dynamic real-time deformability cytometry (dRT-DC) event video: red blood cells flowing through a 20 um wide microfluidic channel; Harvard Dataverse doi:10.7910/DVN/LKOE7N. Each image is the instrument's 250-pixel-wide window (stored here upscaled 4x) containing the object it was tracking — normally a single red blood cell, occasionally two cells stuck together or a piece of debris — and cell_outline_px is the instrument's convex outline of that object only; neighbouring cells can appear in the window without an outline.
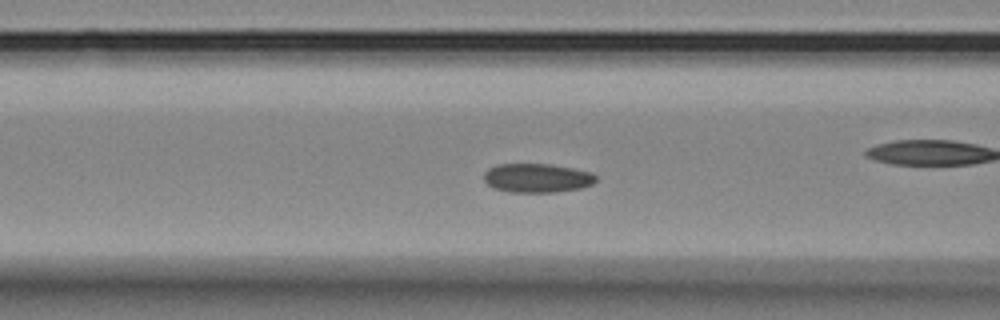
{"species": "Egyptian fruit bat (a non-hibernating species)", "species_latin": "Rousettus aegyptiacus", "temperature_condition": "room temperature", "stored_images_in_passage": 42, "camera_frame_rate_fps": 3000, "um_per_image_px": 0.085, "animal": {"sex": "female"}, "frame": {"image": 1, "passage_image": 7, "time_ms": 2.0, "image_size_px": [1000, 320], "cell_outline_px": [[596, 180], [592, 184], [580, 188], [556, 192], [508, 192], [492, 188], [484, 180], [484, 172], [488, 168], [496, 164], [548, 164], [572, 168], [592, 172], [596, 176]], "centroid_in_image_um": [45.62, 15.13], "position_along_channel_um": 121.0, "area_um2": 19.02}}
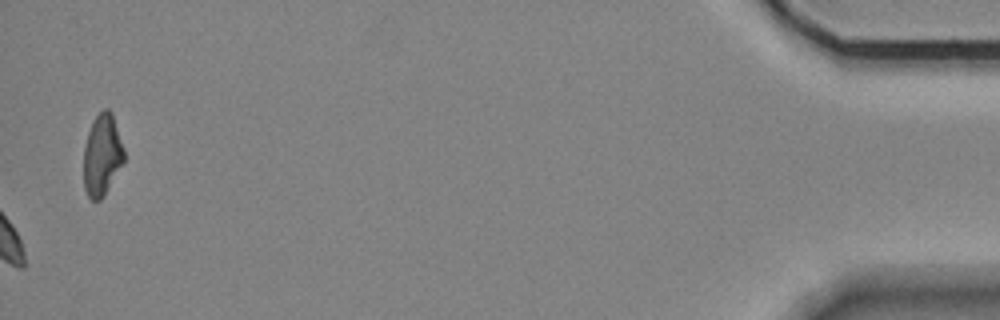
{"frame": {"image": 2, "passage_image": 42, "time_ms": 13.667, "image_size_px": [1000, 320], "cell_outline_px": [[124, 164], [104, 196], [100, 200], [92, 200], [88, 196], [84, 188], [84, 148], [88, 132], [92, 120], [104, 108], [108, 108], [112, 112], [124, 148]], "centroid_in_image_um": [8.69, 13.18], "position_along_channel_um": 426.5, "area_um2": 19.42}, "authors_computed_cell_mechanics": {"area_um2": 18.9873, "velocity_mm_per_s": 3.6026, "shape_relaxation_time_tau1_ms": null, "shape_relaxation_time_tau2_ms": 5.7468, "deformation_change_tau1": null, "deformation_change_tau2": 0.0868}}